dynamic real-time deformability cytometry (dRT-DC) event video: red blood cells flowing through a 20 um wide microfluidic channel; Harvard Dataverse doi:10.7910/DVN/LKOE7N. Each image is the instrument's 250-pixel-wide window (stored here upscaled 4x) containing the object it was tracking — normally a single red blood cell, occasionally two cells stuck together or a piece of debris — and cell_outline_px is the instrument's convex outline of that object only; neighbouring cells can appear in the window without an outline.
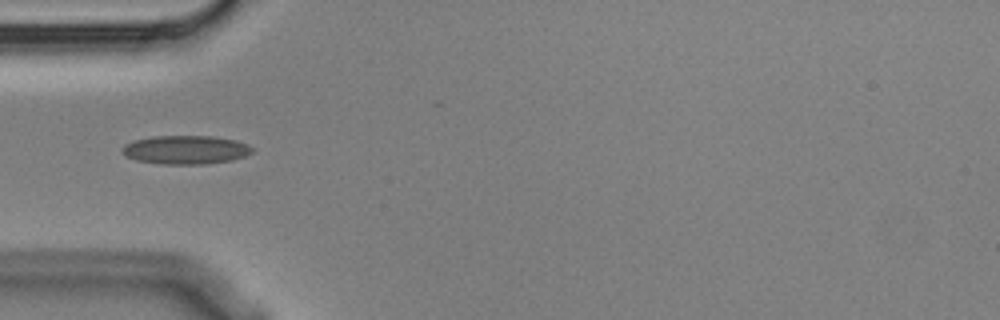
{"species": "Egyptian fruit bat (a non-hibernating species)", "species_latin": "Rousettus aegyptiacus", "temperature_condition": "cold", "stored_images_in_passage": 8, "camera_frame_rate_fps": 3000, "um_per_image_px": 0.085, "animal": {"sex": "male"}, "frame": {"image": 1, "passage_image": 5, "time_ms": 1.333, "image_size_px": [1000, 320], "cell_outline_px": [[252, 152], [244, 156], [232, 160], [204, 164], [160, 164], [136, 160], [124, 156], [124, 144], [136, 140], [156, 136], [212, 136], [236, 140], [248, 144], [252, 148]], "centroid_in_image_um": [15.8, 12.73], "position_along_channel_um": 69.2, "area_um2": 21.56}}
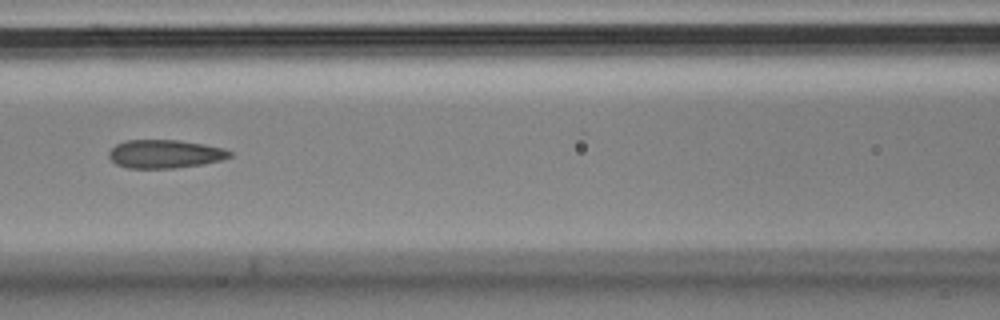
{"frame": {"image": 2, "passage_image": 7, "time_ms": 2.0, "image_size_px": [1000, 320], "cell_outline_px": [[232, 156], [220, 160], [204, 164], [176, 168], [128, 168], [116, 164], [108, 156], [108, 152], [116, 144], [124, 140], [180, 140], [204, 144], [224, 148], [232, 152]], "centroid_in_image_um": [14.02, 13.08], "position_along_channel_um": 152.6, "area_um2": 20.11}}
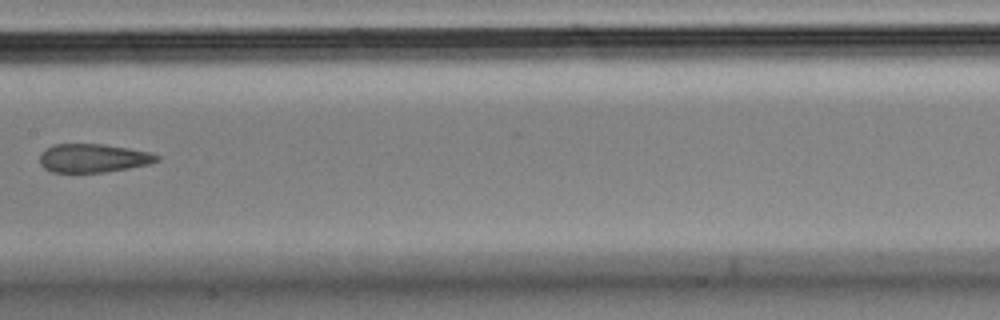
{"frame": {"image": 3, "passage_image": 8, "time_ms": 2.333, "image_size_px": [1000, 320], "cell_outline_px": [[160, 160], [148, 164], [128, 168], [104, 172], [52, 172], [44, 168], [40, 164], [40, 152], [44, 148], [52, 144], [104, 144], [128, 148], [148, 152], [160, 156]], "centroid_in_image_um": [7.88, 13.43], "position_along_channel_um": 199.5, "area_um2": 19.54}}